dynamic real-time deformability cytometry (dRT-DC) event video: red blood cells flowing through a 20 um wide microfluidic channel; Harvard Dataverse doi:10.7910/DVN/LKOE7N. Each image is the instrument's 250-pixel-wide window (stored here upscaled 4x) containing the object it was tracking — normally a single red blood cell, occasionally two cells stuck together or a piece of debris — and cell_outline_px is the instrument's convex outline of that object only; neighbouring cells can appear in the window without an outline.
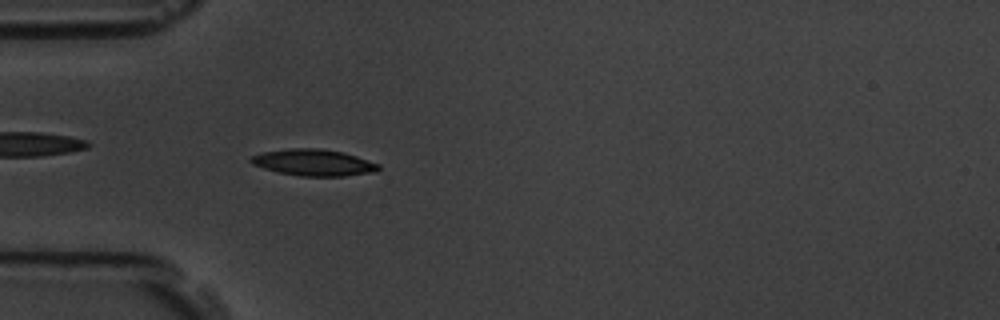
{"species": "common noctule bat (a hibernating species)", "species_latin": "Nyctalus noctula", "temperature_condition": "room temperature", "stored_images_in_passage": 4, "camera_frame_rate_fps": 3000, "um_per_image_px": 0.085, "animal": {"sex": "male", "body_mass_g": 19.5, "forearm_length_mm": 54.6}, "frame": {"image": 1, "passage_image": 4, "time_ms": 3.667, "image_size_px": [1000, 320], "cell_outline_px": [[380, 168], [372, 172], [344, 176], [300, 176], [280, 172], [264, 168], [252, 164], [248, 160], [252, 156], [260, 152], [288, 148], [320, 148], [344, 152], [380, 164]], "centroid_in_image_um": [26.63, 13.8], "position_along_channel_um": 58.4, "area_um2": 19.71}}